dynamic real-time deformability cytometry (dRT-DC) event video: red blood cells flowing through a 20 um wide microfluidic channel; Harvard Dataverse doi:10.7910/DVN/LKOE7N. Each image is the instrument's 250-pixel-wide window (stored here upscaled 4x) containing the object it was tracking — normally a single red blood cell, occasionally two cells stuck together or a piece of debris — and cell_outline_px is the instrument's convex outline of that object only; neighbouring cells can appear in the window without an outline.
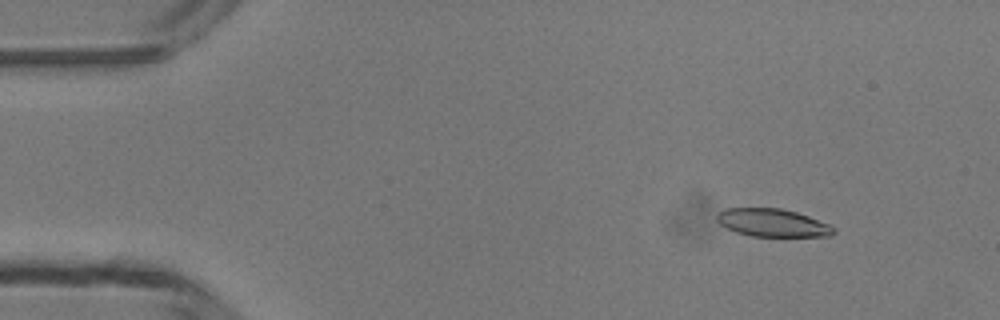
{"species": "common noctule bat (a hibernating species)", "species_latin": "Nyctalus noctula", "temperature_condition": "room temperature", "stored_images_in_passage": 12, "camera_frame_rate_fps": 3000, "um_per_image_px": 0.085, "animal": {"sex": "male", "body_mass_g": 13.3}, "frame": {"image": 1, "passage_image": 6, "time_ms": 1.667, "image_size_px": [1000, 320], "cell_outline_px": [[836, 232], [832, 236], [752, 236], [736, 232], [720, 224], [716, 220], [716, 216], [720, 212], [728, 208], [780, 208], [796, 212], [808, 216], [828, 224], [836, 228]], "centroid_in_image_um": [65.69, 18.94], "position_along_channel_um": 19.3, "area_um2": 18.84}}